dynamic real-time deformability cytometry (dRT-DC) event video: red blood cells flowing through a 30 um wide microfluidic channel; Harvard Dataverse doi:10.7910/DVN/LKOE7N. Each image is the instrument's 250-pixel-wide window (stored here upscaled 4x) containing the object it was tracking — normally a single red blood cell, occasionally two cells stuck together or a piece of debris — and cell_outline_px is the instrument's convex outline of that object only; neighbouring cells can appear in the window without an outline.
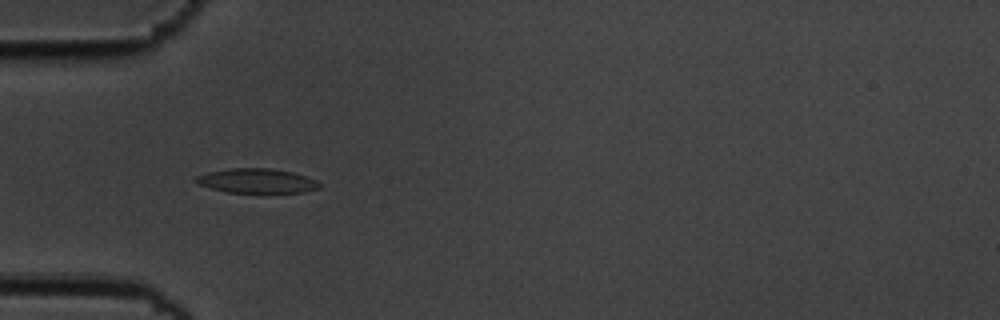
{"species": "common noctule bat (a hibernating species)", "species_latin": "Nyctalus noctula", "temperature_condition": "cold", "stored_images_in_passage": 55, "camera_frame_rate_fps": 3000, "um_per_image_px": 0.085, "animal": {"sex": "male", "body_mass_g": 19.5, "forearm_length_mm": 54.6}, "frame": {"image": 1, "passage_image": 17, "time_ms": 5.333, "image_size_px": [1000, 320], "cell_outline_px": [[320, 188], [304, 192], [228, 192], [212, 188], [200, 184], [192, 180], [196, 176], [208, 172], [228, 168], [268, 168], [292, 172], [316, 180], [320, 184]], "centroid_in_image_um": [21.81, 15.36], "position_along_channel_um": 63.2, "area_um2": 17.4}}
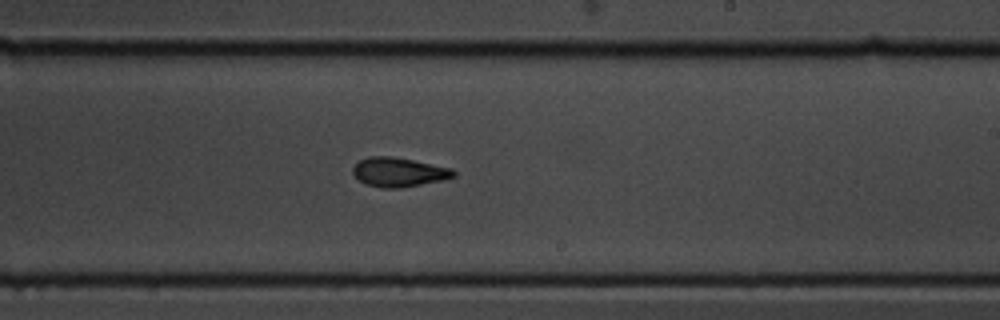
{"frame": {"image": 2, "passage_image": 33, "time_ms": 10.667, "image_size_px": [1000, 320], "cell_outline_px": [[456, 176], [444, 180], [400, 188], [380, 188], [364, 184], [352, 172], [352, 168], [360, 160], [368, 156], [392, 156], [452, 168], [456, 172]], "centroid_in_image_um": [33.9, 14.64], "position_along_channel_um": 255.1, "area_um2": 17.22}}
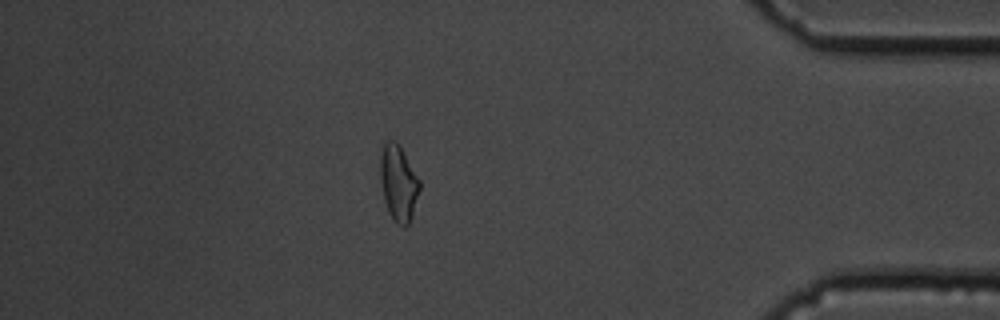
{"frame": {"image": 3, "passage_image": 48, "time_ms": 15.667, "image_size_px": [1000, 320], "cell_outline_px": [[420, 188], [412, 216], [408, 224], [404, 228], [396, 224], [388, 212], [384, 200], [380, 180], [380, 156], [384, 140], [396, 140], [400, 144], [420, 180]], "centroid_in_image_um": [33.86, 15.53], "position_along_channel_um": 401.3, "area_um2": 17.74}, "authors_computed_cell_mechanics": {"area_um2": 17.2244, "velocity_mm_per_s": 3.6419, "shape_relaxation_time_tau1_ms": 3.9546, "shape_relaxation_time_tau2_ms": 3.2198, "deformation_change_tau1": 0.1178, "deformation_change_tau2": 0.0946}}